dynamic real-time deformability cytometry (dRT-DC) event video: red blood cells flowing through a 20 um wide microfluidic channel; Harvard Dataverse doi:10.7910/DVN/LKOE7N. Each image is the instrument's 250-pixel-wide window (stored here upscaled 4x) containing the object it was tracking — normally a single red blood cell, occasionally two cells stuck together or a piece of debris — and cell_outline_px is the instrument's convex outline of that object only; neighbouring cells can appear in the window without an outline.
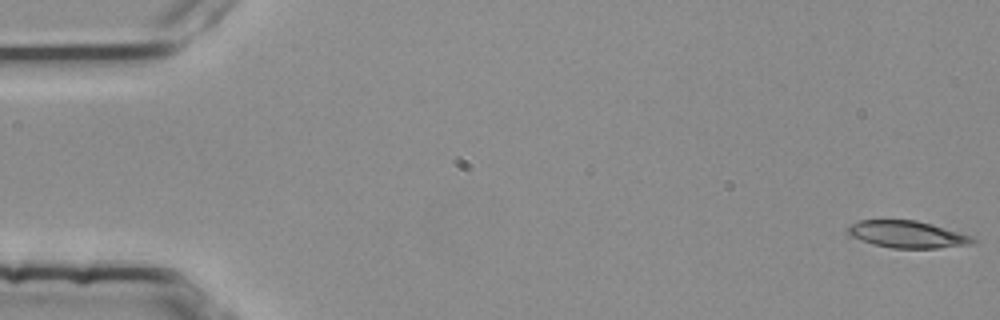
{"species": "common noctule bat (a hibernating species)", "species_latin": "Nyctalus noctula", "temperature_condition": "room temperature", "stored_images_in_passage": 4, "camera_frame_rate_fps": 3000, "um_per_image_px": 0.085, "animal": {"sex": "female", "body_mass_g": 25.1}, "frame": {"image": 1, "passage_image": 1, "time_ms": 0.0, "image_size_px": [1000, 320], "cell_outline_px": [[980, 240], [976, 244], [936, 248], [892, 248], [872, 244], [852, 236], [848, 232], [848, 224], [860, 220], [916, 220], [932, 224], [972, 236]], "centroid_in_image_um": [77.18, 19.92], "position_along_channel_um": 7.8, "area_um2": 19.77}}
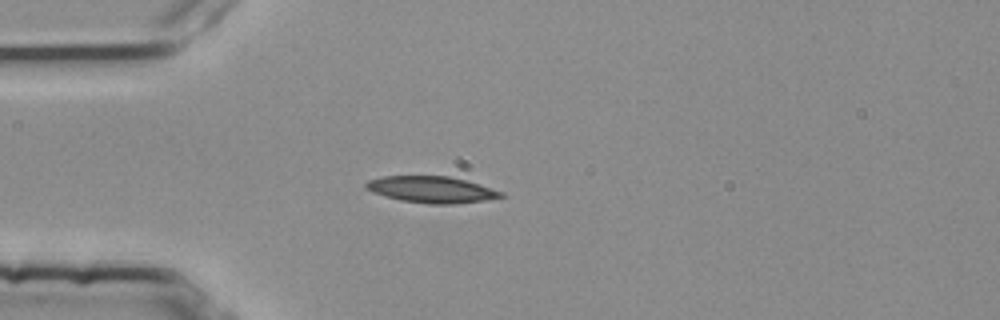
{"frame": {"image": 2, "passage_image": 4, "time_ms": 1.0, "image_size_px": [1000, 320], "cell_outline_px": [[508, 196], [484, 200], [452, 204], [432, 204], [400, 200], [372, 192], [364, 188], [364, 184], [368, 180], [380, 176], [448, 176], [464, 180], [504, 192]], "centroid_in_image_um": [36.66, 16.11], "position_along_channel_um": 48.3, "area_um2": 20.75}}